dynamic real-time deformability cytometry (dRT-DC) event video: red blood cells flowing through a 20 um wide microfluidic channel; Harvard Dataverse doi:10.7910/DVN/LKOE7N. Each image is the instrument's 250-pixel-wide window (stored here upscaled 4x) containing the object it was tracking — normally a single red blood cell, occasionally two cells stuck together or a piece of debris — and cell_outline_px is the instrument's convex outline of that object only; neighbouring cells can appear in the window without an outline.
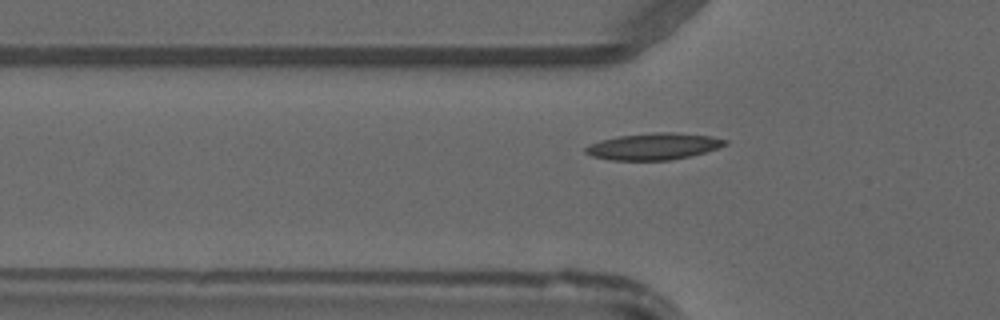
{"species": "common noctule bat (a hibernating species)", "species_latin": "Nyctalus noctula", "temperature_condition": "warm", "stored_images_in_passage": 34, "camera_frame_rate_fps": 3000, "um_per_image_px": 0.085, "animal": {"sex": "male", "forearm_length_mm": 52.5}, "frame": {"image": 1, "passage_image": 2, "time_ms": 0.333, "image_size_px": [1000, 320], "cell_outline_px": [[728, 144], [704, 152], [688, 156], [668, 160], [612, 160], [592, 156], [584, 152], [584, 148], [600, 140], [616, 136], [656, 132], [672, 132], [712, 136], [728, 140]], "centroid_in_image_um": [55.55, 12.43], "position_along_channel_um": 70.3, "area_um2": 21.5}}
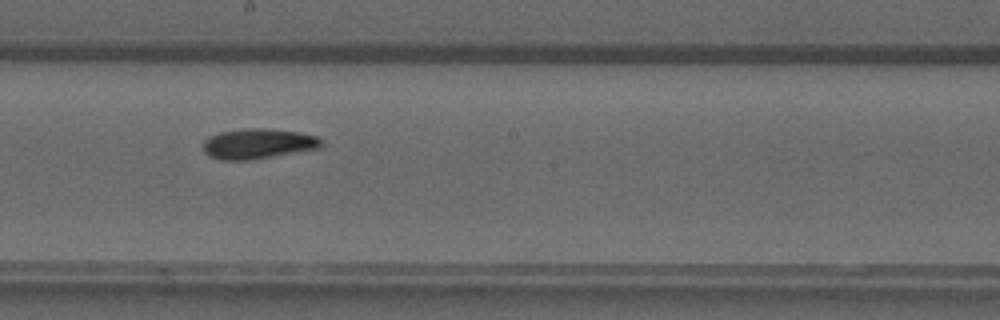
{"frame": {"image": 2, "passage_image": 13, "time_ms": 4.0, "image_size_px": [1000, 320], "cell_outline_px": [[324, 144], [320, 148], [248, 160], [224, 160], [208, 156], [204, 152], [204, 140], [220, 132], [244, 128], [268, 128], [300, 132], [316, 136], [324, 140]], "centroid_in_image_um": [21.97, 12.2], "position_along_channel_um": 226.2, "area_um2": 20.81}}
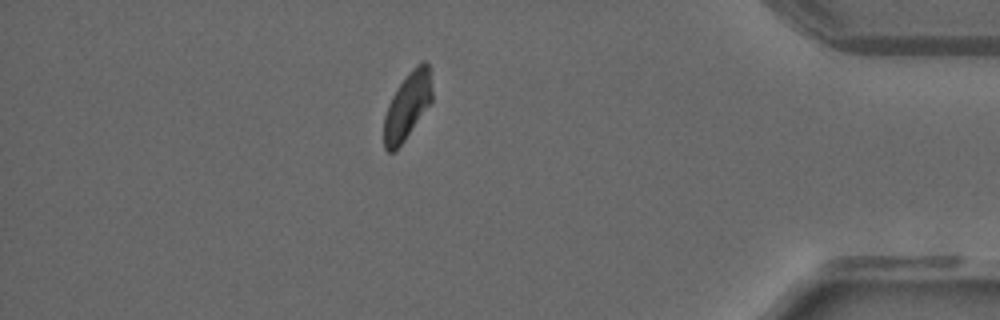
{"frame": {"image": 3, "passage_image": 28, "time_ms": 9.0, "image_size_px": [1000, 320], "cell_outline_px": [[432, 100], [396, 152], [388, 152], [384, 148], [384, 116], [388, 104], [396, 88], [408, 72], [420, 60], [424, 60], [428, 64], [432, 92]], "centroid_in_image_um": [34.6, 8.99], "position_along_channel_um": 400.6, "area_um2": 18.73}}